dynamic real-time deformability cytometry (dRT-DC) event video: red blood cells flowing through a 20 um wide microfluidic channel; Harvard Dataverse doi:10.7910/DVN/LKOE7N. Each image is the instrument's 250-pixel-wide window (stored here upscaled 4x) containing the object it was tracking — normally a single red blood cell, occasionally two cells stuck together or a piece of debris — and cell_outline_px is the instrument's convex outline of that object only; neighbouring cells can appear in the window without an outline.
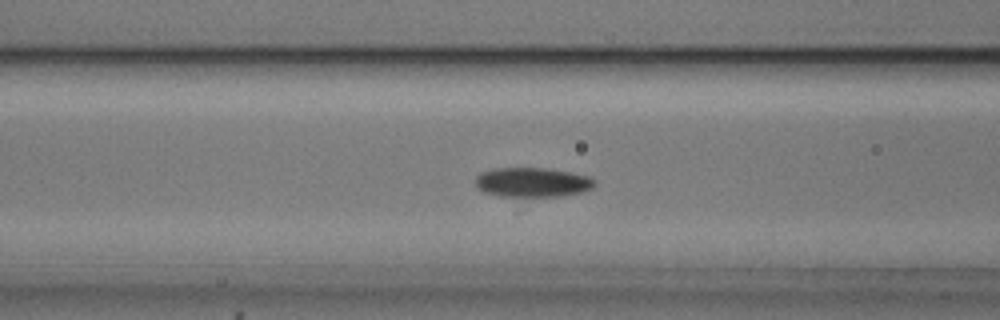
{"species": "common noctule bat (a hibernating species)", "species_latin": "Nyctalus noctula", "temperature_condition": "cold", "stored_images_in_passage": 35, "camera_frame_rate_fps": 3000, "um_per_image_px": 0.085, "animal": {"sex": "male", "body_mass_g": 20.5, "forearm_length_mm": 52.5}, "frame": {"image": 1, "passage_image": 13, "time_ms": 4.0, "image_size_px": [1000, 320], "cell_outline_px": [[596, 184], [592, 188], [580, 192], [560, 196], [500, 196], [484, 192], [476, 184], [476, 176], [480, 172], [496, 168], [548, 168], [572, 172], [588, 176], [596, 180]], "centroid_in_image_um": [45.28, 15.48], "position_along_channel_um": 121.3, "area_um2": 20.46}}
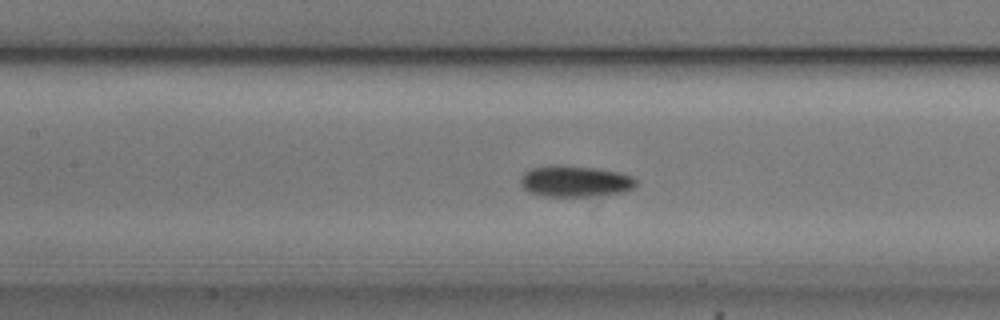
{"frame": {"image": 2, "passage_image": 16, "time_ms": 5.0, "image_size_px": [1000, 320], "cell_outline_px": [[636, 184], [632, 188], [624, 192], [588, 196], [544, 196], [528, 192], [520, 184], [520, 180], [524, 172], [528, 168], [548, 164], [564, 164], [596, 168], [616, 172], [632, 176], [636, 180]], "centroid_in_image_um": [48.81, 15.38], "position_along_channel_um": 158.6, "area_um2": 21.27}}
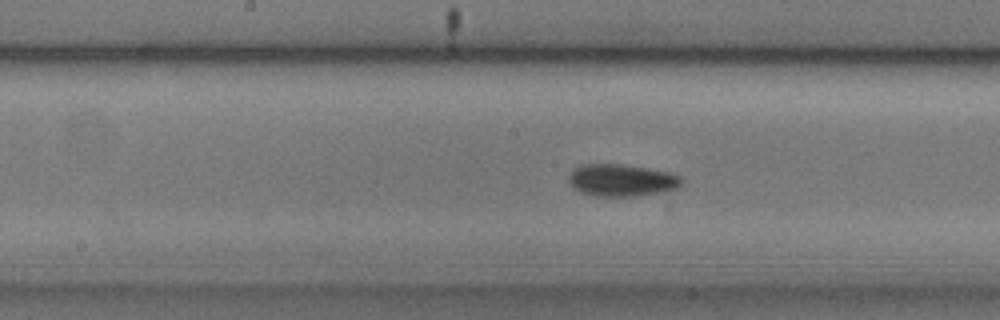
{"frame": {"image": 3, "passage_image": 19, "time_ms": 6.0, "image_size_px": [1000, 320], "cell_outline_px": [[684, 180], [676, 188], [660, 192], [632, 196], [596, 196], [580, 192], [568, 180], [568, 176], [572, 168], [580, 164], [620, 164], [648, 168], [668, 172], [680, 176]], "centroid_in_image_um": [52.8, 15.3], "position_along_channel_um": 195.4, "area_um2": 21.04}}